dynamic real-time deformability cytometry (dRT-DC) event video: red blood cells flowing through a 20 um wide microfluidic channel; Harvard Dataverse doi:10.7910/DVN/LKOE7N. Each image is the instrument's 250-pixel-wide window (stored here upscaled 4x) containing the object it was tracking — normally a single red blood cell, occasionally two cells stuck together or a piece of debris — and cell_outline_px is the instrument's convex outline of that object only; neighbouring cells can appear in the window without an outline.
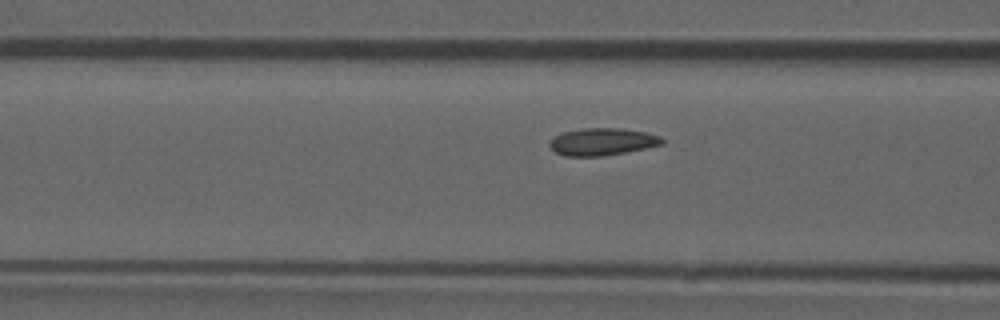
{"species": "common noctule bat (a hibernating species)", "species_latin": "Nyctalus noctula", "temperature_condition": "room temperature", "stored_images_in_passage": 14, "camera_frame_rate_fps": 3000, "um_per_image_px": 0.085, "animal": {"sex": "male", "forearm_length_mm": 52.5}, "frame": {"image": 1, "passage_image": 12, "time_ms": 3.667, "image_size_px": [1000, 320], "cell_outline_px": [[664, 144], [628, 152], [604, 156], [564, 156], [556, 152], [548, 144], [548, 140], [564, 132], [580, 128], [620, 128], [644, 132], [660, 136], [664, 140]], "centroid_in_image_um": [51.19, 12.05], "position_along_channel_um": 115.4, "area_um2": 17.98}}